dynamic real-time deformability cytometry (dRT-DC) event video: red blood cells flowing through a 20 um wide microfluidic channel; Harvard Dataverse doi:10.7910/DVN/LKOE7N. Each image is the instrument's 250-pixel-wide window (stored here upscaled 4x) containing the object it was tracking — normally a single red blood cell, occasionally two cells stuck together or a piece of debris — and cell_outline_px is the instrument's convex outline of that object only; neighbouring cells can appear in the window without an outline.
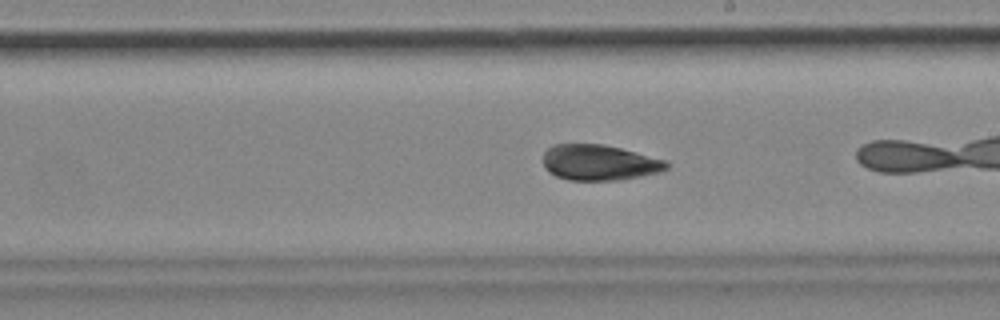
{"species": "common noctule bat (a hibernating species)", "species_latin": "Nyctalus noctula", "temperature_condition": "cold", "stored_images_in_passage": 29, "camera_frame_rate_fps": 3000, "um_per_image_px": 0.085, "animal": {"sex": "female", "body_mass_g": 18.4}, "frame": {"image": 1, "passage_image": 17, "time_ms": 5.333, "image_size_px": [1000, 320], "cell_outline_px": [[668, 168], [656, 172], [640, 176], [620, 180], [568, 180], [556, 176], [548, 172], [544, 164], [544, 152], [552, 144], [604, 144], [668, 160]], "centroid_in_image_um": [50.93, 13.81], "position_along_channel_um": 238.1, "area_um2": 25.61}}